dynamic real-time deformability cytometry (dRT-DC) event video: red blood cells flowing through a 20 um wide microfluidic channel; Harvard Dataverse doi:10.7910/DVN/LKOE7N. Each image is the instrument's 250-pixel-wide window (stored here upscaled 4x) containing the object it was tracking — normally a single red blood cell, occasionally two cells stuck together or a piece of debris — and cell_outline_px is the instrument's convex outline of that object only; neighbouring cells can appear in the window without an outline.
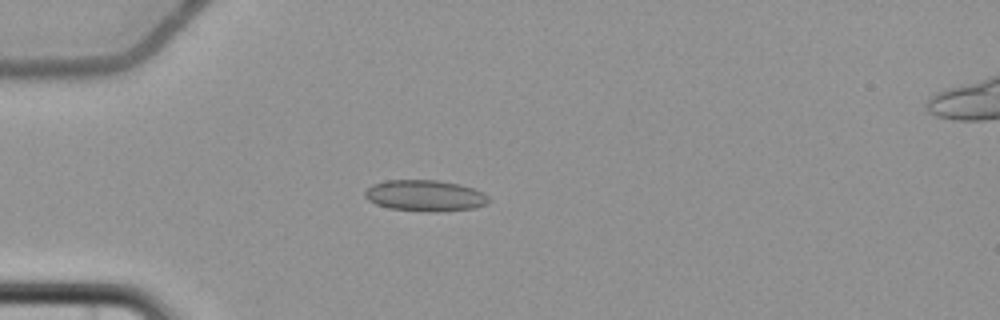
{"species": "common noctule bat (a hibernating species)", "species_latin": "Nyctalus noctula", "temperature_condition": "cold", "stored_images_in_passage": 5, "camera_frame_rate_fps": 3000, "um_per_image_px": 0.085, "animal": {"sex": "female", "body_mass_g": 22.7, "forearm_length_mm": 54.2}, "frame": {"image": 1, "passage_image": 5, "time_ms": 4.667, "image_size_px": [1000, 320], "cell_outline_px": [[488, 204], [476, 208], [436, 212], [428, 212], [388, 208], [376, 204], [368, 200], [364, 196], [364, 192], [372, 184], [384, 180], [436, 180], [460, 184], [484, 192], [488, 196]], "centroid_in_image_um": [36.13, 16.63], "position_along_channel_um": 48.9, "area_um2": 22.72}}